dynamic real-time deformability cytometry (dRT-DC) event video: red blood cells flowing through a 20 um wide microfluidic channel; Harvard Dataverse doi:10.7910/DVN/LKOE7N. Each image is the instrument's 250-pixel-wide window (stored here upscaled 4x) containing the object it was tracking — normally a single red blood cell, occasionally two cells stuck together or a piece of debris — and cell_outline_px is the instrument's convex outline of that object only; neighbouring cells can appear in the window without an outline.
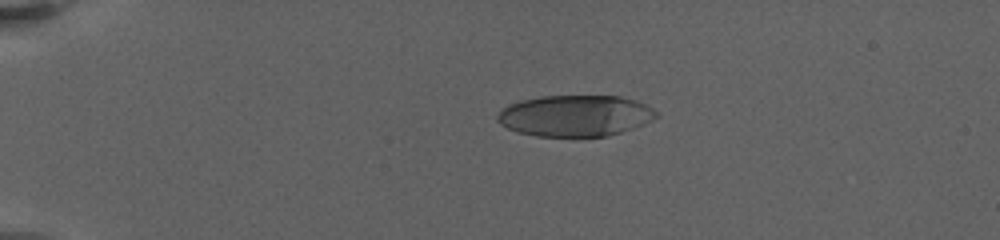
{"species": "human", "species_latin": "Homo sapiens", "temperature_condition": "warm", "stored_images_in_passage": 30, "camera_frame_rate_fps": 3000, "um_per_image_px": 0.085, "donor": {"sex": "female"}, "frame": {"image": 1, "passage_image": 8, "time_ms": 5.0, "image_size_px": [1000, 240], "cell_outline_px": [[660, 116], [632, 128], [608, 136], [536, 136], [516, 132], [500, 124], [496, 120], [496, 116], [508, 104], [520, 100], [540, 96], [620, 96], [636, 100], [652, 108]], "centroid_in_image_um": [48.86, 9.83], "position_along_channel_um": 36.1, "area_um2": 38.15}}
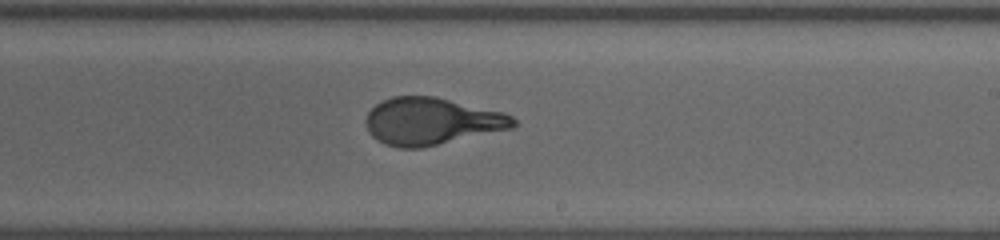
{"frame": {"image": 2, "passage_image": 20, "time_ms": 14.0, "image_size_px": [1000, 240], "cell_outline_px": [[520, 124], [512, 128], [420, 148], [400, 148], [384, 144], [376, 140], [368, 132], [364, 120], [368, 112], [376, 104], [392, 96], [436, 96], [504, 112], [512, 116]], "centroid_in_image_um": [36.67, 10.3], "position_along_channel_um": 252.3, "area_um2": 40.69}}
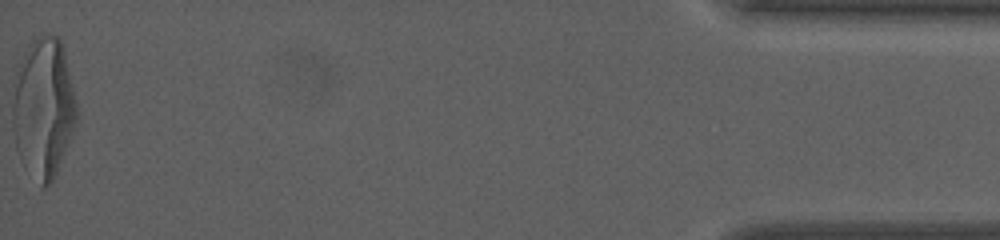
{"frame": {"image": 3, "passage_image": 30, "time_ms": 22.333, "image_size_px": [1000, 240], "cell_outline_px": [[80, 116], [72, 136], [56, 172], [52, 180], [44, 188], [12, 128], [12, 108], [16, 72], [24, 52], [28, 44], [32, 40], [44, 32], [56, 36], [60, 40], [64, 52]], "centroid_in_image_um": [3.77, 8.96], "position_along_channel_um": 431.4, "area_um2": 50.34}, "authors_computed_cell_mechanics": {"area_um2": 40.6623, "velocity_mm_per_s": 3.1611, "shape_relaxation_time_tau1_ms": 6.4345, "shape_relaxation_time_tau2_ms": null, "deformation_change_tau1": 0.2619, "deformation_change_tau2": null}}